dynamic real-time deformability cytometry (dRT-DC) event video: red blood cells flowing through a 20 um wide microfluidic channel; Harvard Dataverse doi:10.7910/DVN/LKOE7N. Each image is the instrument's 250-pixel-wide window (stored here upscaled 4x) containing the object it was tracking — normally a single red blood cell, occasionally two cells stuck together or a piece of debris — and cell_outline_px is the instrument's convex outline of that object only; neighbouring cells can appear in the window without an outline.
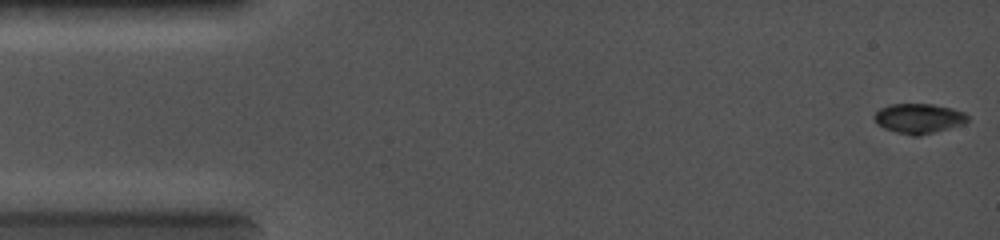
{"species": "common noctule bat (a hibernating species)", "species_latin": "Nyctalus noctula", "temperature_condition": "cold", "stored_images_in_passage": 78, "camera_frame_rate_fps": 5000, "um_per_image_px": 0.085, "animal": {"sex": "female", "body_mass_g": 19.0, "forearm_length_mm": 56.7}, "frame": {"image": 1, "passage_image": 1, "time_ms": 0.0, "image_size_px": [1000, 240], "cell_outline_px": [[968, 120], [960, 124], [948, 128], [920, 136], [912, 136], [896, 132], [884, 128], [876, 124], [872, 116], [880, 108], [888, 104], [932, 104], [952, 108], [964, 112], [968, 116]], "centroid_in_image_um": [78.03, 10.06], "position_along_channel_um": 7.0, "area_um2": 16.24}}
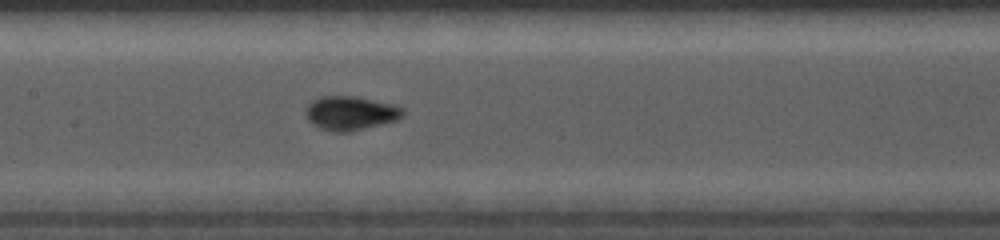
{"frame": {"image": 2, "passage_image": 39, "time_ms": 6.2, "image_size_px": [1000, 240], "cell_outline_px": [[404, 116], [400, 120], [384, 124], [348, 132], [332, 132], [320, 128], [312, 124], [308, 120], [304, 112], [308, 104], [312, 100], [320, 96], [356, 96], [392, 104], [404, 108]], "centroid_in_image_um": [29.8, 9.62], "position_along_channel_um": 177.6, "area_um2": 19.59}}
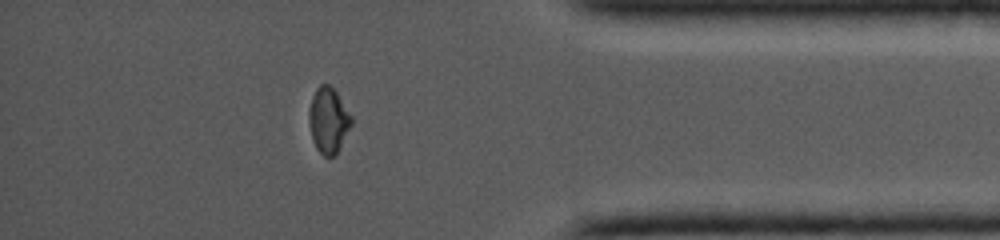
{"frame": {"image": 3, "passage_image": 66, "time_ms": 11.4, "image_size_px": [1000, 240], "cell_outline_px": [[352, 124], [340, 148], [332, 156], [324, 156], [316, 148], [312, 140], [308, 120], [308, 108], [312, 96], [316, 88], [320, 84], [328, 84], [336, 92], [352, 116]], "centroid_in_image_um": [27.89, 10.21], "position_along_channel_um": 407.3, "area_um2": 16.24}}